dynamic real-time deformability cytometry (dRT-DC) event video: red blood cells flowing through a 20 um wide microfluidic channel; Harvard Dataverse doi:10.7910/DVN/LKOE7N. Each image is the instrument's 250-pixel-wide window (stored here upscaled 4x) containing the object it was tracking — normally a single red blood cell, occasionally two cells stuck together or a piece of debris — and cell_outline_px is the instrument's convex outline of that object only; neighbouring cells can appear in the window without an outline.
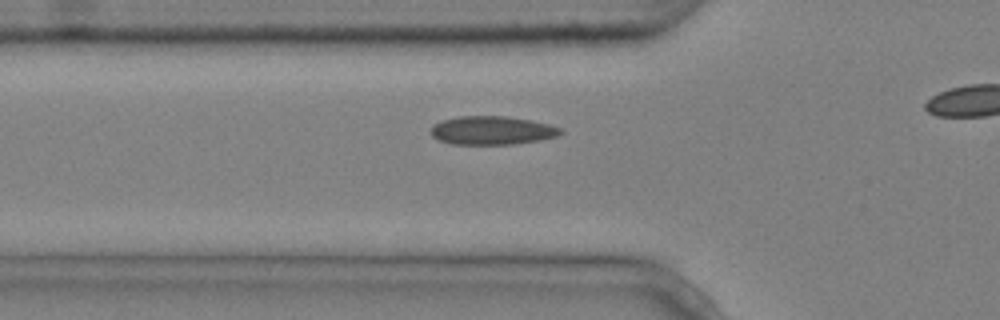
{"species": "common noctule bat (a hibernating species)", "species_latin": "Nyctalus noctula", "temperature_condition": "cold", "stored_images_in_passage": 3, "camera_frame_rate_fps": 3000, "um_per_image_px": 0.085, "animal": {"sex": "male", "body_mass_g": 20.4}, "frame": {"image": 1, "passage_image": 2, "time_ms": 0.333, "image_size_px": [1000, 320], "cell_outline_px": [[564, 132], [556, 136], [540, 140], [516, 144], [452, 144], [440, 140], [432, 136], [432, 124], [440, 120], [460, 116], [504, 116], [532, 120], [564, 128]], "centroid_in_image_um": [41.85, 11.08], "position_along_channel_um": 84.0, "area_um2": 21.68}}